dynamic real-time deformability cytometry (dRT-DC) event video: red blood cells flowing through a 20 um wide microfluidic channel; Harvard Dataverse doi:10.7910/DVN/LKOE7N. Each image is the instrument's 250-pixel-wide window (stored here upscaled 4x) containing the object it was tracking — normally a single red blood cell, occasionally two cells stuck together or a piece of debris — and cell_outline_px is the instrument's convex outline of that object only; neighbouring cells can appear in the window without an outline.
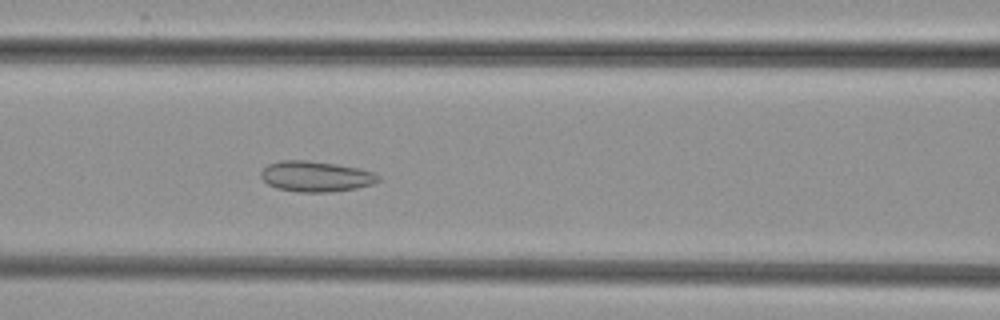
{"species": "common noctule bat (a hibernating species)", "species_latin": "Nyctalus noctula", "temperature_condition": "cold", "stored_images_in_passage": 44, "camera_frame_rate_fps": 3000, "um_per_image_px": 0.085, "animal": {"sex": "female", "body_mass_g": 29.2, "forearm_length_mm": 56.3}, "frame": {"image": 1, "passage_image": 20, "time_ms": 6.333, "image_size_px": [1000, 320], "cell_outline_px": [[380, 180], [372, 184], [356, 188], [332, 192], [300, 192], [276, 188], [268, 184], [260, 176], [260, 172], [268, 164], [280, 160], [308, 160], [336, 164], [376, 172], [380, 176]], "centroid_in_image_um": [26.85, 14.99], "position_along_channel_um": 139.8, "area_um2": 20.98}}
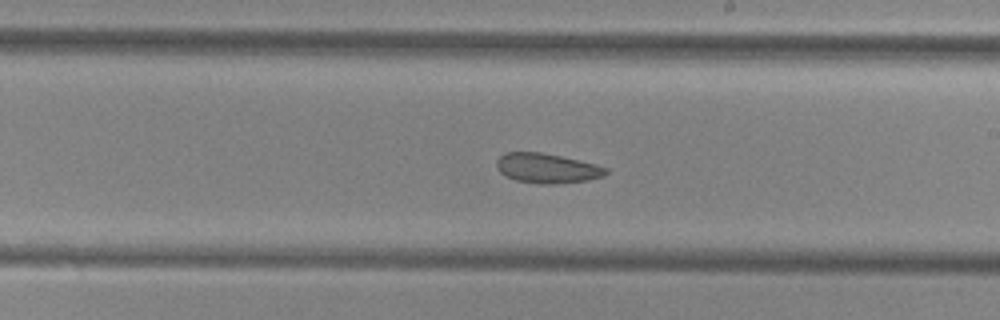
{"frame": {"image": 2, "passage_image": 28, "time_ms": 9.0, "image_size_px": [1000, 320], "cell_outline_px": [[608, 172], [604, 176], [588, 180], [556, 184], [540, 184], [516, 180], [504, 176], [496, 168], [496, 160], [504, 152], [540, 152], [560, 156], [596, 164], [608, 168]], "centroid_in_image_um": [46.48, 14.3], "position_along_channel_um": 242.5, "area_um2": 19.07}}
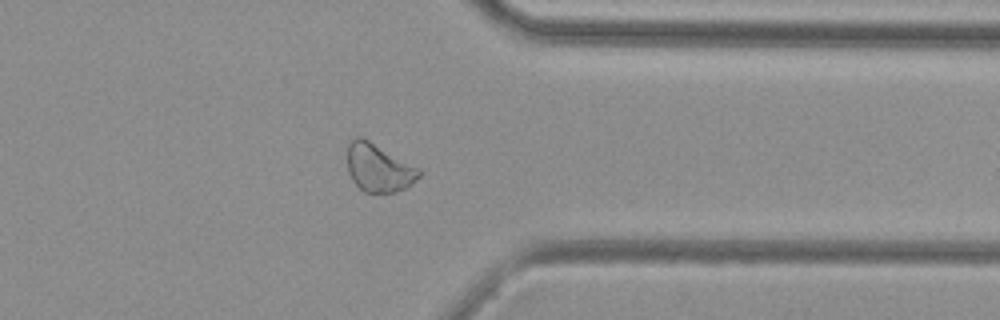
{"frame": {"image": 3, "passage_image": 39, "time_ms": 12.667, "image_size_px": [1000, 320], "cell_outline_px": [[424, 172], [412, 184], [396, 192], [364, 192], [352, 180], [348, 172], [348, 144], [356, 136], [360, 136], [368, 140], [420, 168]], "centroid_in_image_um": [32.21, 14.27], "position_along_channel_um": 379.2, "area_um2": 20.0}}